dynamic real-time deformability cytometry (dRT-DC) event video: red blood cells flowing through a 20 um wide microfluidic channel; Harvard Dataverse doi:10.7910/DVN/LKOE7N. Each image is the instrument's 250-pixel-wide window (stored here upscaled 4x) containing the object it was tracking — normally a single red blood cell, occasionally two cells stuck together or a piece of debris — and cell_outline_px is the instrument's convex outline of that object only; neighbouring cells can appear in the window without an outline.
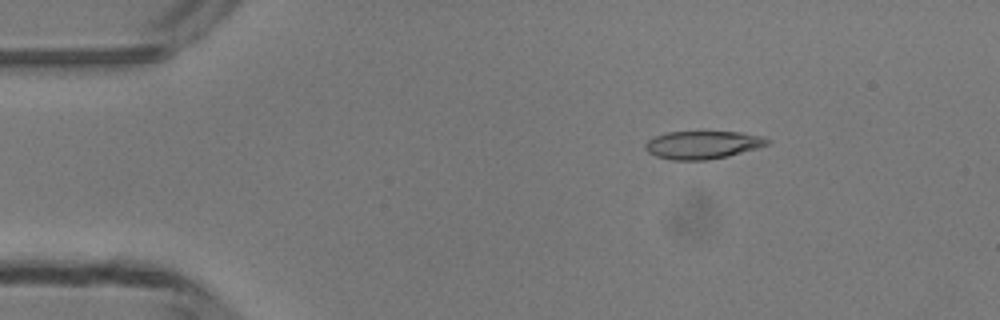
{"species": "common noctule bat (a hibernating species)", "species_latin": "Nyctalus noctula", "temperature_condition": "room temperature", "stored_images_in_passage": 48, "camera_frame_rate_fps": 3000, "um_per_image_px": 0.085, "animal": {"sex": "male", "body_mass_g": 13.3}, "frame": {"image": 1, "passage_image": 7, "time_ms": 2.0, "image_size_px": [1000, 320], "cell_outline_px": [[772, 140], [768, 144], [756, 148], [728, 156], [708, 160], [672, 160], [656, 156], [648, 152], [644, 148], [644, 144], [648, 140], [656, 136], [668, 132], [740, 132], [760, 136]], "centroid_in_image_um": [59.71, 12.32], "position_along_channel_um": 25.3, "area_um2": 19.77}}
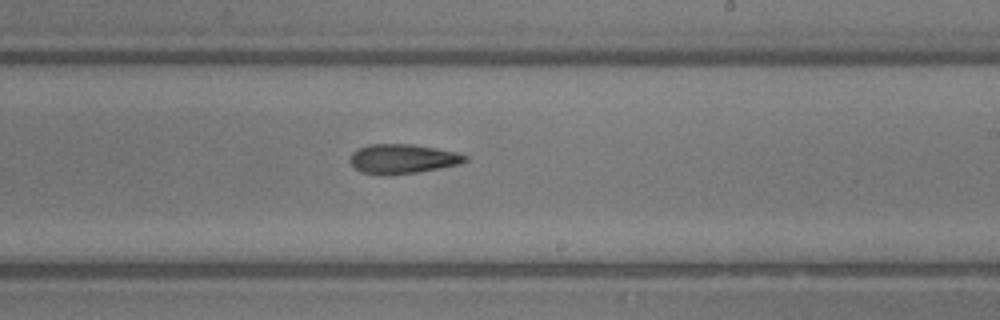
{"frame": {"image": 2, "passage_image": 28, "time_ms": 9.0, "image_size_px": [1000, 320], "cell_outline_px": [[468, 160], [460, 164], [440, 168], [416, 172], [388, 176], [384, 176], [360, 172], [348, 160], [352, 152], [368, 144], [412, 144], [436, 148], [456, 152], [468, 156]], "centroid_in_image_um": [34.2, 13.51], "position_along_channel_um": 254.8, "area_um2": 19.94}}
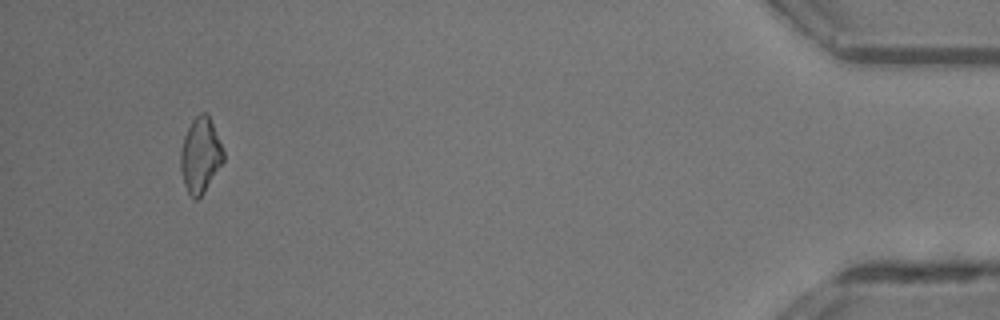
{"frame": {"image": 3, "passage_image": 45, "time_ms": 14.667, "image_size_px": [1000, 320], "cell_outline_px": [[224, 160], [204, 192], [196, 200], [192, 200], [184, 184], [180, 168], [180, 152], [184, 136], [192, 120], [200, 112], [208, 112], [224, 152]], "centroid_in_image_um": [17.02, 13.19], "position_along_channel_um": 418.2, "area_um2": 18.73}, "authors_computed_cell_mechanics": {"area_um2": 19.6231, "velocity_mm_per_s": 4.241, "shape_relaxation_time_tau1_ms": 4.1402, "shape_relaxation_time_tau2_ms": 5.0351, "deformation_change_tau1": 0.1515, "deformation_change_tau2": 0.1545}}